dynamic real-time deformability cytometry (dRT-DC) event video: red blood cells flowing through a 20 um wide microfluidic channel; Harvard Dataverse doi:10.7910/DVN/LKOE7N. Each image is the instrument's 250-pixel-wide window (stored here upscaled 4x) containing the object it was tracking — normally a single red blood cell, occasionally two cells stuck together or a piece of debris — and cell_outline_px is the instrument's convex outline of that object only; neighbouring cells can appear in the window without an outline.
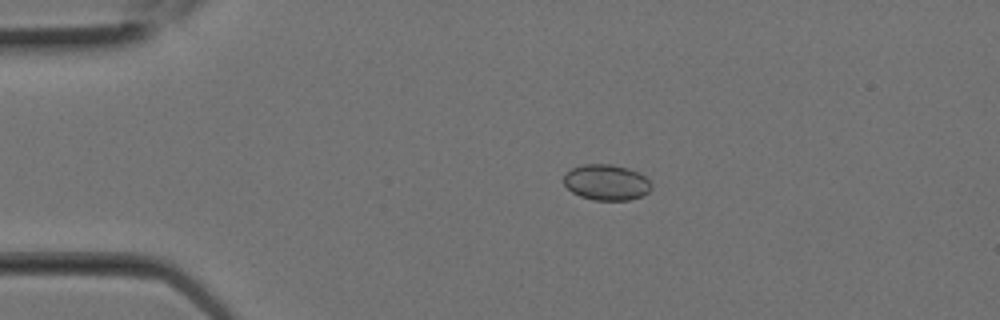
{"species": "Egyptian fruit bat (a non-hibernating species)", "species_latin": "Rousettus aegyptiacus", "temperature_condition": "room temperature", "stored_images_in_passage": 4, "segment_of_instrument_passage": [1, 2], "camera_frame_rate_fps": 3000, "um_per_image_px": 0.085, "animal": {"sex": "female"}, "frame": {"image": 1, "passage_image": 2, "time_ms": 0.333, "image_size_px": [1000, 320], "cell_outline_px": [[652, 188], [648, 192], [640, 196], [628, 200], [596, 200], [580, 196], [572, 192], [564, 184], [564, 176], [572, 168], [584, 164], [612, 164], [628, 168], [640, 172], [652, 184]], "centroid_in_image_um": [51.56, 15.49], "position_along_channel_um": 33.4, "area_um2": 18.21}}
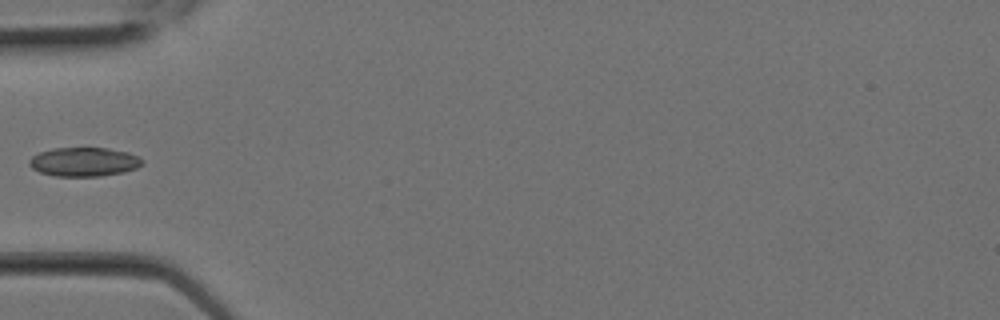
{"frame": {"image": 2, "passage_image": 3, "time_ms": 0.667, "image_size_px": [1000, 320], "cell_outline_px": [[144, 164], [136, 168], [124, 172], [100, 176], [56, 176], [40, 172], [32, 168], [28, 164], [28, 160], [32, 156], [40, 152], [52, 148], [108, 148], [128, 152], [144, 160]], "centroid_in_image_um": [7.14, 13.76], "position_along_channel_um": 77.9, "area_um2": 19.13}}